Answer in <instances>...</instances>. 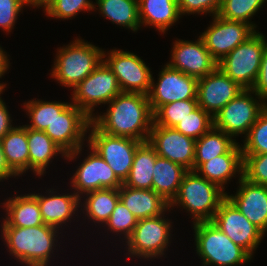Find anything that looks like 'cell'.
Here are the masks:
<instances>
[{"label": "cell", "mask_w": 267, "mask_h": 266, "mask_svg": "<svg viewBox=\"0 0 267 266\" xmlns=\"http://www.w3.org/2000/svg\"><path fill=\"white\" fill-rule=\"evenodd\" d=\"M239 189L226 197L264 234L267 231V186L249 182L239 175Z\"/></svg>", "instance_id": "cell-20"}, {"label": "cell", "mask_w": 267, "mask_h": 266, "mask_svg": "<svg viewBox=\"0 0 267 266\" xmlns=\"http://www.w3.org/2000/svg\"><path fill=\"white\" fill-rule=\"evenodd\" d=\"M138 219L131 213V211L119 200L116 204L112 214L108 221L103 225L108 227L111 232L122 234L125 240H127L136 227Z\"/></svg>", "instance_id": "cell-38"}, {"label": "cell", "mask_w": 267, "mask_h": 266, "mask_svg": "<svg viewBox=\"0 0 267 266\" xmlns=\"http://www.w3.org/2000/svg\"><path fill=\"white\" fill-rule=\"evenodd\" d=\"M193 225L196 253L202 259V266H238L250 262L252 257L212 221Z\"/></svg>", "instance_id": "cell-5"}, {"label": "cell", "mask_w": 267, "mask_h": 266, "mask_svg": "<svg viewBox=\"0 0 267 266\" xmlns=\"http://www.w3.org/2000/svg\"><path fill=\"white\" fill-rule=\"evenodd\" d=\"M156 150L148 142H142L135 151L130 173L123 185L134 189H152Z\"/></svg>", "instance_id": "cell-29"}, {"label": "cell", "mask_w": 267, "mask_h": 266, "mask_svg": "<svg viewBox=\"0 0 267 266\" xmlns=\"http://www.w3.org/2000/svg\"><path fill=\"white\" fill-rule=\"evenodd\" d=\"M1 94L3 93L0 92V140L14 127L11 124L10 112H8L5 102L1 99Z\"/></svg>", "instance_id": "cell-44"}, {"label": "cell", "mask_w": 267, "mask_h": 266, "mask_svg": "<svg viewBox=\"0 0 267 266\" xmlns=\"http://www.w3.org/2000/svg\"><path fill=\"white\" fill-rule=\"evenodd\" d=\"M266 36L255 32L218 62V67L244 89H252L267 47Z\"/></svg>", "instance_id": "cell-6"}, {"label": "cell", "mask_w": 267, "mask_h": 266, "mask_svg": "<svg viewBox=\"0 0 267 266\" xmlns=\"http://www.w3.org/2000/svg\"><path fill=\"white\" fill-rule=\"evenodd\" d=\"M187 172L183 166L157 156L153 169L152 189L170 203L177 195Z\"/></svg>", "instance_id": "cell-27"}, {"label": "cell", "mask_w": 267, "mask_h": 266, "mask_svg": "<svg viewBox=\"0 0 267 266\" xmlns=\"http://www.w3.org/2000/svg\"><path fill=\"white\" fill-rule=\"evenodd\" d=\"M1 227V236L12 257L26 266H48L54 247L57 246V237L61 234L57 228L46 224L35 227Z\"/></svg>", "instance_id": "cell-2"}, {"label": "cell", "mask_w": 267, "mask_h": 266, "mask_svg": "<svg viewBox=\"0 0 267 266\" xmlns=\"http://www.w3.org/2000/svg\"><path fill=\"white\" fill-rule=\"evenodd\" d=\"M8 56L7 53L1 48L0 46V78L4 76L6 73L7 69H9V64L10 62L8 61ZM3 75V76H2ZM5 83H0V92L2 93L4 88H6Z\"/></svg>", "instance_id": "cell-46"}, {"label": "cell", "mask_w": 267, "mask_h": 266, "mask_svg": "<svg viewBox=\"0 0 267 266\" xmlns=\"http://www.w3.org/2000/svg\"><path fill=\"white\" fill-rule=\"evenodd\" d=\"M226 193L216 184L198 175L195 171H188L179 186L177 195L169 203V208L182 206L193 216V223L211 221Z\"/></svg>", "instance_id": "cell-3"}, {"label": "cell", "mask_w": 267, "mask_h": 266, "mask_svg": "<svg viewBox=\"0 0 267 266\" xmlns=\"http://www.w3.org/2000/svg\"><path fill=\"white\" fill-rule=\"evenodd\" d=\"M211 221L251 257L265 235L227 197Z\"/></svg>", "instance_id": "cell-13"}, {"label": "cell", "mask_w": 267, "mask_h": 266, "mask_svg": "<svg viewBox=\"0 0 267 266\" xmlns=\"http://www.w3.org/2000/svg\"><path fill=\"white\" fill-rule=\"evenodd\" d=\"M6 162L17 175L29 170V147L27 142V127L25 125L13 127L1 139Z\"/></svg>", "instance_id": "cell-28"}, {"label": "cell", "mask_w": 267, "mask_h": 266, "mask_svg": "<svg viewBox=\"0 0 267 266\" xmlns=\"http://www.w3.org/2000/svg\"><path fill=\"white\" fill-rule=\"evenodd\" d=\"M255 32L256 30L247 23L227 20L217 14L213 16L211 25L200 37L211 56L219 62Z\"/></svg>", "instance_id": "cell-15"}, {"label": "cell", "mask_w": 267, "mask_h": 266, "mask_svg": "<svg viewBox=\"0 0 267 266\" xmlns=\"http://www.w3.org/2000/svg\"><path fill=\"white\" fill-rule=\"evenodd\" d=\"M99 12L113 24L137 32L140 26L138 0H96Z\"/></svg>", "instance_id": "cell-31"}, {"label": "cell", "mask_w": 267, "mask_h": 266, "mask_svg": "<svg viewBox=\"0 0 267 266\" xmlns=\"http://www.w3.org/2000/svg\"><path fill=\"white\" fill-rule=\"evenodd\" d=\"M148 142L154 147L158 156L193 171L196 140L174 128L153 125Z\"/></svg>", "instance_id": "cell-16"}, {"label": "cell", "mask_w": 267, "mask_h": 266, "mask_svg": "<svg viewBox=\"0 0 267 266\" xmlns=\"http://www.w3.org/2000/svg\"><path fill=\"white\" fill-rule=\"evenodd\" d=\"M103 52V61L116 76L122 92L148 95L152 84V73L145 62L129 51L113 49ZM106 55H109L107 58Z\"/></svg>", "instance_id": "cell-12"}, {"label": "cell", "mask_w": 267, "mask_h": 266, "mask_svg": "<svg viewBox=\"0 0 267 266\" xmlns=\"http://www.w3.org/2000/svg\"><path fill=\"white\" fill-rule=\"evenodd\" d=\"M139 20L165 33L181 16L177 0H138Z\"/></svg>", "instance_id": "cell-25"}, {"label": "cell", "mask_w": 267, "mask_h": 266, "mask_svg": "<svg viewBox=\"0 0 267 266\" xmlns=\"http://www.w3.org/2000/svg\"><path fill=\"white\" fill-rule=\"evenodd\" d=\"M73 89L71 103L80 108L90 119L95 115L94 107L103 103L108 104L122 93L116 76L104 61Z\"/></svg>", "instance_id": "cell-9"}, {"label": "cell", "mask_w": 267, "mask_h": 266, "mask_svg": "<svg viewBox=\"0 0 267 266\" xmlns=\"http://www.w3.org/2000/svg\"><path fill=\"white\" fill-rule=\"evenodd\" d=\"M266 104L252 89H244L213 117L214 127L232 138L239 134L246 136Z\"/></svg>", "instance_id": "cell-8"}, {"label": "cell", "mask_w": 267, "mask_h": 266, "mask_svg": "<svg viewBox=\"0 0 267 266\" xmlns=\"http://www.w3.org/2000/svg\"><path fill=\"white\" fill-rule=\"evenodd\" d=\"M54 0H25L26 4L28 6H33V7H43L45 11L46 8L53 2Z\"/></svg>", "instance_id": "cell-47"}, {"label": "cell", "mask_w": 267, "mask_h": 266, "mask_svg": "<svg viewBox=\"0 0 267 266\" xmlns=\"http://www.w3.org/2000/svg\"><path fill=\"white\" fill-rule=\"evenodd\" d=\"M252 90L267 102V47L263 53L259 73Z\"/></svg>", "instance_id": "cell-43"}, {"label": "cell", "mask_w": 267, "mask_h": 266, "mask_svg": "<svg viewBox=\"0 0 267 266\" xmlns=\"http://www.w3.org/2000/svg\"><path fill=\"white\" fill-rule=\"evenodd\" d=\"M237 142L224 131L214 126L196 140L193 171L202 163L226 154Z\"/></svg>", "instance_id": "cell-30"}, {"label": "cell", "mask_w": 267, "mask_h": 266, "mask_svg": "<svg viewBox=\"0 0 267 266\" xmlns=\"http://www.w3.org/2000/svg\"><path fill=\"white\" fill-rule=\"evenodd\" d=\"M90 123L91 119L71 103L61 114H57L44 132L66 152L65 159L70 161L82 153Z\"/></svg>", "instance_id": "cell-11"}, {"label": "cell", "mask_w": 267, "mask_h": 266, "mask_svg": "<svg viewBox=\"0 0 267 266\" xmlns=\"http://www.w3.org/2000/svg\"><path fill=\"white\" fill-rule=\"evenodd\" d=\"M14 178L17 176L8 166L6 159H5V155L3 152V147H2V143L0 140V181L3 182L4 179H9L8 177H13Z\"/></svg>", "instance_id": "cell-45"}, {"label": "cell", "mask_w": 267, "mask_h": 266, "mask_svg": "<svg viewBox=\"0 0 267 266\" xmlns=\"http://www.w3.org/2000/svg\"><path fill=\"white\" fill-rule=\"evenodd\" d=\"M96 3L90 0H54L45 10L47 16L52 18L71 19L81 11H92Z\"/></svg>", "instance_id": "cell-39"}, {"label": "cell", "mask_w": 267, "mask_h": 266, "mask_svg": "<svg viewBox=\"0 0 267 266\" xmlns=\"http://www.w3.org/2000/svg\"><path fill=\"white\" fill-rule=\"evenodd\" d=\"M198 107L197 99L179 100L160 106L154 114L153 125L174 128Z\"/></svg>", "instance_id": "cell-34"}, {"label": "cell", "mask_w": 267, "mask_h": 266, "mask_svg": "<svg viewBox=\"0 0 267 266\" xmlns=\"http://www.w3.org/2000/svg\"><path fill=\"white\" fill-rule=\"evenodd\" d=\"M7 199L2 203L7 212L2 226L35 227L44 224L38 200L33 194L25 193Z\"/></svg>", "instance_id": "cell-24"}, {"label": "cell", "mask_w": 267, "mask_h": 266, "mask_svg": "<svg viewBox=\"0 0 267 266\" xmlns=\"http://www.w3.org/2000/svg\"><path fill=\"white\" fill-rule=\"evenodd\" d=\"M157 83L152 84L148 94L149 103L154 113L160 106L188 99H197L196 77L182 73L179 70L171 68L168 64L159 72Z\"/></svg>", "instance_id": "cell-14"}, {"label": "cell", "mask_w": 267, "mask_h": 266, "mask_svg": "<svg viewBox=\"0 0 267 266\" xmlns=\"http://www.w3.org/2000/svg\"><path fill=\"white\" fill-rule=\"evenodd\" d=\"M267 0H222L218 15L224 19L249 24L254 30L256 25L249 20L262 8Z\"/></svg>", "instance_id": "cell-35"}, {"label": "cell", "mask_w": 267, "mask_h": 266, "mask_svg": "<svg viewBox=\"0 0 267 266\" xmlns=\"http://www.w3.org/2000/svg\"><path fill=\"white\" fill-rule=\"evenodd\" d=\"M181 16L185 14H212L219 13L222 0H177Z\"/></svg>", "instance_id": "cell-41"}, {"label": "cell", "mask_w": 267, "mask_h": 266, "mask_svg": "<svg viewBox=\"0 0 267 266\" xmlns=\"http://www.w3.org/2000/svg\"><path fill=\"white\" fill-rule=\"evenodd\" d=\"M88 130V146L108 163L117 178L124 183L132 168L135 151L142 142L129 137L109 135L102 132L92 121Z\"/></svg>", "instance_id": "cell-7"}, {"label": "cell", "mask_w": 267, "mask_h": 266, "mask_svg": "<svg viewBox=\"0 0 267 266\" xmlns=\"http://www.w3.org/2000/svg\"><path fill=\"white\" fill-rule=\"evenodd\" d=\"M27 142L29 147V169L33 170L36 176L44 175L46 167L58 153L62 157H66V152L44 131H37L27 127Z\"/></svg>", "instance_id": "cell-26"}, {"label": "cell", "mask_w": 267, "mask_h": 266, "mask_svg": "<svg viewBox=\"0 0 267 266\" xmlns=\"http://www.w3.org/2000/svg\"><path fill=\"white\" fill-rule=\"evenodd\" d=\"M243 156V177L249 182L267 186V153Z\"/></svg>", "instance_id": "cell-40"}, {"label": "cell", "mask_w": 267, "mask_h": 266, "mask_svg": "<svg viewBox=\"0 0 267 266\" xmlns=\"http://www.w3.org/2000/svg\"><path fill=\"white\" fill-rule=\"evenodd\" d=\"M241 144L242 155L267 153V107L260 113Z\"/></svg>", "instance_id": "cell-36"}, {"label": "cell", "mask_w": 267, "mask_h": 266, "mask_svg": "<svg viewBox=\"0 0 267 266\" xmlns=\"http://www.w3.org/2000/svg\"><path fill=\"white\" fill-rule=\"evenodd\" d=\"M103 52L94 44L76 38L67 46L58 48L51 77L73 89L100 65Z\"/></svg>", "instance_id": "cell-4"}, {"label": "cell", "mask_w": 267, "mask_h": 266, "mask_svg": "<svg viewBox=\"0 0 267 266\" xmlns=\"http://www.w3.org/2000/svg\"><path fill=\"white\" fill-rule=\"evenodd\" d=\"M71 103L57 102V101H43V100H30L25 102L26 113H28L31 124L25 125L26 127L37 130L45 131L48 125L56 118L57 114H61Z\"/></svg>", "instance_id": "cell-33"}, {"label": "cell", "mask_w": 267, "mask_h": 266, "mask_svg": "<svg viewBox=\"0 0 267 266\" xmlns=\"http://www.w3.org/2000/svg\"><path fill=\"white\" fill-rule=\"evenodd\" d=\"M214 126L213 117L197 107L174 127L182 134L197 140Z\"/></svg>", "instance_id": "cell-37"}, {"label": "cell", "mask_w": 267, "mask_h": 266, "mask_svg": "<svg viewBox=\"0 0 267 266\" xmlns=\"http://www.w3.org/2000/svg\"><path fill=\"white\" fill-rule=\"evenodd\" d=\"M244 88L228 77L219 67L208 75L198 78V106L214 117Z\"/></svg>", "instance_id": "cell-18"}, {"label": "cell", "mask_w": 267, "mask_h": 266, "mask_svg": "<svg viewBox=\"0 0 267 266\" xmlns=\"http://www.w3.org/2000/svg\"><path fill=\"white\" fill-rule=\"evenodd\" d=\"M164 214L153 217L139 219L130 237L125 241L127 254L130 257L141 259H152L164 256L165 249L168 248L172 236V225L170 220L164 218Z\"/></svg>", "instance_id": "cell-10"}, {"label": "cell", "mask_w": 267, "mask_h": 266, "mask_svg": "<svg viewBox=\"0 0 267 266\" xmlns=\"http://www.w3.org/2000/svg\"><path fill=\"white\" fill-rule=\"evenodd\" d=\"M195 172L225 191V184L237 174L243 175V156L240 144L236 143L226 154L202 163Z\"/></svg>", "instance_id": "cell-22"}, {"label": "cell", "mask_w": 267, "mask_h": 266, "mask_svg": "<svg viewBox=\"0 0 267 266\" xmlns=\"http://www.w3.org/2000/svg\"><path fill=\"white\" fill-rule=\"evenodd\" d=\"M119 196L138 220L160 216L170 209L169 203L153 189H134L122 185Z\"/></svg>", "instance_id": "cell-23"}, {"label": "cell", "mask_w": 267, "mask_h": 266, "mask_svg": "<svg viewBox=\"0 0 267 266\" xmlns=\"http://www.w3.org/2000/svg\"><path fill=\"white\" fill-rule=\"evenodd\" d=\"M103 115H95L91 121L102 131L146 142L154 123L148 95L122 92L109 103Z\"/></svg>", "instance_id": "cell-1"}, {"label": "cell", "mask_w": 267, "mask_h": 266, "mask_svg": "<svg viewBox=\"0 0 267 266\" xmlns=\"http://www.w3.org/2000/svg\"><path fill=\"white\" fill-rule=\"evenodd\" d=\"M86 198L81 208L88 219L99 224H105L120 200L119 188H104L85 193Z\"/></svg>", "instance_id": "cell-32"}, {"label": "cell", "mask_w": 267, "mask_h": 266, "mask_svg": "<svg viewBox=\"0 0 267 266\" xmlns=\"http://www.w3.org/2000/svg\"><path fill=\"white\" fill-rule=\"evenodd\" d=\"M24 5L27 6L25 0H0V28L3 31L11 32Z\"/></svg>", "instance_id": "cell-42"}, {"label": "cell", "mask_w": 267, "mask_h": 266, "mask_svg": "<svg viewBox=\"0 0 267 266\" xmlns=\"http://www.w3.org/2000/svg\"><path fill=\"white\" fill-rule=\"evenodd\" d=\"M173 44L172 61L167 63L171 68L198 79L218 67V62L211 56L200 36L195 42L179 39Z\"/></svg>", "instance_id": "cell-19"}, {"label": "cell", "mask_w": 267, "mask_h": 266, "mask_svg": "<svg viewBox=\"0 0 267 266\" xmlns=\"http://www.w3.org/2000/svg\"><path fill=\"white\" fill-rule=\"evenodd\" d=\"M89 150L90 154H87L71 177V187L79 198H83V194L90 191L119 188L123 185L108 163L90 146Z\"/></svg>", "instance_id": "cell-17"}, {"label": "cell", "mask_w": 267, "mask_h": 266, "mask_svg": "<svg viewBox=\"0 0 267 266\" xmlns=\"http://www.w3.org/2000/svg\"><path fill=\"white\" fill-rule=\"evenodd\" d=\"M48 195L32 193L38 200L41 216L44 224L59 230L62 224L71 220L75 211L79 210L81 198L75 192L71 194H57L48 190ZM50 194V195H49Z\"/></svg>", "instance_id": "cell-21"}]
</instances>
